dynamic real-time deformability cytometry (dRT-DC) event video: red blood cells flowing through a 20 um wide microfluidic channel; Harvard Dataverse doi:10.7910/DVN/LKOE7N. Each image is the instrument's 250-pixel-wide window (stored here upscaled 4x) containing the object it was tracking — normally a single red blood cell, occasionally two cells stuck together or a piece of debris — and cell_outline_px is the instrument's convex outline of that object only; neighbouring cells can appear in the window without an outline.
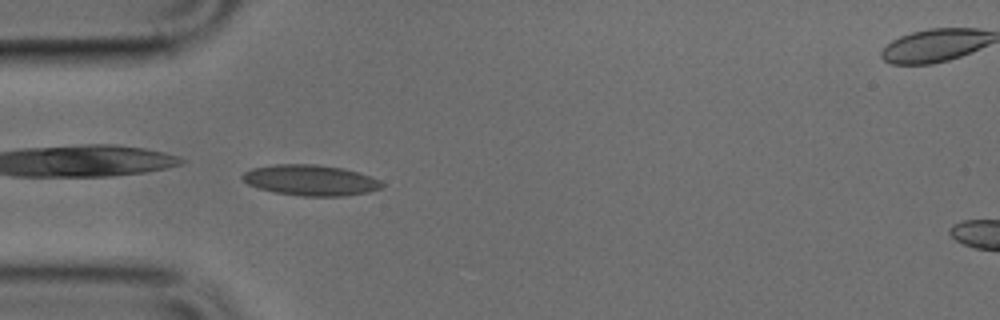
{"species": "common noctule bat (a hibernating species)", "species_latin": "Nyctalus noctula", "temperature_condition": "cold", "stored_images_in_passage": 34, "camera_frame_rate_fps": 3000, "um_per_image_px": 0.085, "animal": {"sex": "male", "body_mass_g": 17.9, "forearm_length_mm": 54.2}, "frame": {"image": 1, "passage_image": 1, "time_ms": 0.0, "image_size_px": [1000, 320], "cell_outline_px": [[384, 184], [380, 188], [368, 192], [344, 196], [300, 196], [276, 192], [260, 188], [248, 184], [240, 176], [244, 172], [252, 168], [276, 164], [316, 164], [344, 168], [372, 176], [380, 180]], "centroid_in_image_um": [26.42, 15.31], "position_along_channel_um": 58.6, "area_um2": 24.97}}
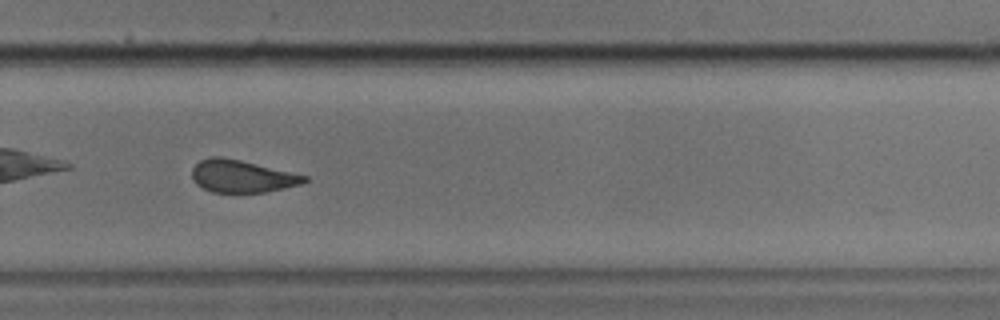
{"frame": {"image": 2, "passage_image": 20, "time_ms": 6.333, "image_size_px": [1000, 320], "cell_outline_px": [[308, 180], [300, 184], [284, 188], [264, 192], [236, 196], [212, 192], [196, 184], [192, 180], [192, 168], [200, 160], [212, 156], [220, 156], [240, 160], [308, 176]], "centroid_in_image_um": [20.52, 15.03], "position_along_channel_um": 309.3, "area_um2": 21.79}}